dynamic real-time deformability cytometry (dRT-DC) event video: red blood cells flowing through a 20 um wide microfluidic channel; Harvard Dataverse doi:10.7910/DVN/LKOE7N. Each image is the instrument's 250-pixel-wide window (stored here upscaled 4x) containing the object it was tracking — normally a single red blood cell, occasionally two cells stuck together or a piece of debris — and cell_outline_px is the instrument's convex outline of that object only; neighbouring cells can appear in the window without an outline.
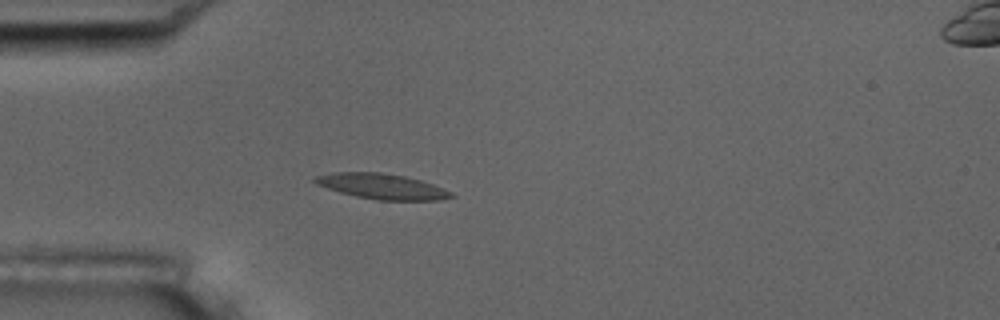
{"species": "common noctule bat (a hibernating species)", "species_latin": "Nyctalus noctula", "temperature_condition": "room temperature", "stored_images_in_passage": 5, "camera_frame_rate_fps": 3000, "um_per_image_px": 0.085, "animal": {"sex": "male", "body_mass_g": 17.5, "forearm_length_mm": 52.3}, "frame": {"image": 1, "passage_image": 4, "time_ms": 3.333, "image_size_px": [1000, 320], "cell_outline_px": [[456, 196], [440, 200], [376, 200], [356, 196], [340, 192], [316, 184], [312, 180], [316, 176], [332, 172], [380, 172], [404, 176], [420, 180], [432, 184], [452, 192]], "centroid_in_image_um": [32.46, 15.84], "position_along_channel_um": 52.5, "area_um2": 20.06}}